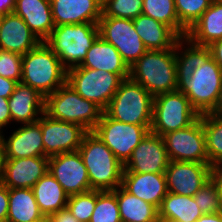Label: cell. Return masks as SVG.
<instances>
[{"instance_id":"1","label":"cell","mask_w":222,"mask_h":222,"mask_svg":"<svg viewBox=\"0 0 222 222\" xmlns=\"http://www.w3.org/2000/svg\"><path fill=\"white\" fill-rule=\"evenodd\" d=\"M129 78L153 97L177 90L175 46L167 50H147L129 67Z\"/></svg>"},{"instance_id":"2","label":"cell","mask_w":222,"mask_h":222,"mask_svg":"<svg viewBox=\"0 0 222 222\" xmlns=\"http://www.w3.org/2000/svg\"><path fill=\"white\" fill-rule=\"evenodd\" d=\"M87 168L91 189L115 190L121 186L124 164L93 132H88L78 148Z\"/></svg>"},{"instance_id":"3","label":"cell","mask_w":222,"mask_h":222,"mask_svg":"<svg viewBox=\"0 0 222 222\" xmlns=\"http://www.w3.org/2000/svg\"><path fill=\"white\" fill-rule=\"evenodd\" d=\"M21 82L46 98L67 82V69L51 48L41 41L22 55Z\"/></svg>"},{"instance_id":"4","label":"cell","mask_w":222,"mask_h":222,"mask_svg":"<svg viewBox=\"0 0 222 222\" xmlns=\"http://www.w3.org/2000/svg\"><path fill=\"white\" fill-rule=\"evenodd\" d=\"M104 110L80 96L67 82L45 98V113L53 119L78 124L88 132L95 129Z\"/></svg>"},{"instance_id":"5","label":"cell","mask_w":222,"mask_h":222,"mask_svg":"<svg viewBox=\"0 0 222 222\" xmlns=\"http://www.w3.org/2000/svg\"><path fill=\"white\" fill-rule=\"evenodd\" d=\"M98 23L55 26L44 41L68 70L81 65L88 49L99 37Z\"/></svg>"},{"instance_id":"6","label":"cell","mask_w":222,"mask_h":222,"mask_svg":"<svg viewBox=\"0 0 222 222\" xmlns=\"http://www.w3.org/2000/svg\"><path fill=\"white\" fill-rule=\"evenodd\" d=\"M154 97L130 78L123 80L104 112L112 119L135 125H152Z\"/></svg>"},{"instance_id":"7","label":"cell","mask_w":222,"mask_h":222,"mask_svg":"<svg viewBox=\"0 0 222 222\" xmlns=\"http://www.w3.org/2000/svg\"><path fill=\"white\" fill-rule=\"evenodd\" d=\"M199 117L189 99L180 90L159 94L153 100L150 131L163 136L168 132L190 126Z\"/></svg>"},{"instance_id":"8","label":"cell","mask_w":222,"mask_h":222,"mask_svg":"<svg viewBox=\"0 0 222 222\" xmlns=\"http://www.w3.org/2000/svg\"><path fill=\"white\" fill-rule=\"evenodd\" d=\"M123 79L105 70L79 66L67 70V83L83 98L105 110Z\"/></svg>"},{"instance_id":"9","label":"cell","mask_w":222,"mask_h":222,"mask_svg":"<svg viewBox=\"0 0 222 222\" xmlns=\"http://www.w3.org/2000/svg\"><path fill=\"white\" fill-rule=\"evenodd\" d=\"M151 126L119 122L103 112L93 132L113 152L115 157L125 164L133 150L150 131Z\"/></svg>"},{"instance_id":"10","label":"cell","mask_w":222,"mask_h":222,"mask_svg":"<svg viewBox=\"0 0 222 222\" xmlns=\"http://www.w3.org/2000/svg\"><path fill=\"white\" fill-rule=\"evenodd\" d=\"M222 87V70L211 57L196 68L189 82L180 90L199 115L210 113Z\"/></svg>"},{"instance_id":"11","label":"cell","mask_w":222,"mask_h":222,"mask_svg":"<svg viewBox=\"0 0 222 222\" xmlns=\"http://www.w3.org/2000/svg\"><path fill=\"white\" fill-rule=\"evenodd\" d=\"M97 25L99 36L117 49L128 67L147 51L135 30L133 20L101 16Z\"/></svg>"},{"instance_id":"12","label":"cell","mask_w":222,"mask_h":222,"mask_svg":"<svg viewBox=\"0 0 222 222\" xmlns=\"http://www.w3.org/2000/svg\"><path fill=\"white\" fill-rule=\"evenodd\" d=\"M162 137L169 160L209 164L203 115H200L190 126L168 132Z\"/></svg>"},{"instance_id":"13","label":"cell","mask_w":222,"mask_h":222,"mask_svg":"<svg viewBox=\"0 0 222 222\" xmlns=\"http://www.w3.org/2000/svg\"><path fill=\"white\" fill-rule=\"evenodd\" d=\"M37 122L41 125L46 157L78 151L84 136L88 133L78 124L53 119L45 112Z\"/></svg>"},{"instance_id":"14","label":"cell","mask_w":222,"mask_h":222,"mask_svg":"<svg viewBox=\"0 0 222 222\" xmlns=\"http://www.w3.org/2000/svg\"><path fill=\"white\" fill-rule=\"evenodd\" d=\"M48 172L69 196L92 190L87 168L79 151L49 157Z\"/></svg>"},{"instance_id":"15","label":"cell","mask_w":222,"mask_h":222,"mask_svg":"<svg viewBox=\"0 0 222 222\" xmlns=\"http://www.w3.org/2000/svg\"><path fill=\"white\" fill-rule=\"evenodd\" d=\"M165 177L168 192L193 197L212 178V167L204 163L170 160Z\"/></svg>"},{"instance_id":"16","label":"cell","mask_w":222,"mask_h":222,"mask_svg":"<svg viewBox=\"0 0 222 222\" xmlns=\"http://www.w3.org/2000/svg\"><path fill=\"white\" fill-rule=\"evenodd\" d=\"M169 161L163 137L149 131L124 164L123 172L165 173Z\"/></svg>"},{"instance_id":"17","label":"cell","mask_w":222,"mask_h":222,"mask_svg":"<svg viewBox=\"0 0 222 222\" xmlns=\"http://www.w3.org/2000/svg\"><path fill=\"white\" fill-rule=\"evenodd\" d=\"M3 134H0V140L7 159L44 156L41 125L38 122L22 124L14 131L12 129L11 135L6 138Z\"/></svg>"},{"instance_id":"18","label":"cell","mask_w":222,"mask_h":222,"mask_svg":"<svg viewBox=\"0 0 222 222\" xmlns=\"http://www.w3.org/2000/svg\"><path fill=\"white\" fill-rule=\"evenodd\" d=\"M49 157L7 159L2 183L8 188H29L48 172Z\"/></svg>"},{"instance_id":"19","label":"cell","mask_w":222,"mask_h":222,"mask_svg":"<svg viewBox=\"0 0 222 222\" xmlns=\"http://www.w3.org/2000/svg\"><path fill=\"white\" fill-rule=\"evenodd\" d=\"M41 41L30 30L23 19L9 13L0 20V49L24 55L35 48Z\"/></svg>"},{"instance_id":"20","label":"cell","mask_w":222,"mask_h":222,"mask_svg":"<svg viewBox=\"0 0 222 222\" xmlns=\"http://www.w3.org/2000/svg\"><path fill=\"white\" fill-rule=\"evenodd\" d=\"M55 26L98 23L102 16V0H50Z\"/></svg>"},{"instance_id":"21","label":"cell","mask_w":222,"mask_h":222,"mask_svg":"<svg viewBox=\"0 0 222 222\" xmlns=\"http://www.w3.org/2000/svg\"><path fill=\"white\" fill-rule=\"evenodd\" d=\"M121 186L157 209L168 193L165 173L123 172Z\"/></svg>"},{"instance_id":"22","label":"cell","mask_w":222,"mask_h":222,"mask_svg":"<svg viewBox=\"0 0 222 222\" xmlns=\"http://www.w3.org/2000/svg\"><path fill=\"white\" fill-rule=\"evenodd\" d=\"M8 104L12 123L20 125L37 122L45 112V97L22 82L17 83Z\"/></svg>"},{"instance_id":"23","label":"cell","mask_w":222,"mask_h":222,"mask_svg":"<svg viewBox=\"0 0 222 222\" xmlns=\"http://www.w3.org/2000/svg\"><path fill=\"white\" fill-rule=\"evenodd\" d=\"M13 13L23 19L40 41H45L55 27L50 0H15Z\"/></svg>"},{"instance_id":"24","label":"cell","mask_w":222,"mask_h":222,"mask_svg":"<svg viewBox=\"0 0 222 222\" xmlns=\"http://www.w3.org/2000/svg\"><path fill=\"white\" fill-rule=\"evenodd\" d=\"M80 66L118 74L123 80L129 78V67L122 60L117 49L100 36L88 49L85 59Z\"/></svg>"},{"instance_id":"25","label":"cell","mask_w":222,"mask_h":222,"mask_svg":"<svg viewBox=\"0 0 222 222\" xmlns=\"http://www.w3.org/2000/svg\"><path fill=\"white\" fill-rule=\"evenodd\" d=\"M175 57L177 90H181L189 82L194 70L205 64L212 54L209 47L195 45L186 37H182L175 44Z\"/></svg>"},{"instance_id":"26","label":"cell","mask_w":222,"mask_h":222,"mask_svg":"<svg viewBox=\"0 0 222 222\" xmlns=\"http://www.w3.org/2000/svg\"><path fill=\"white\" fill-rule=\"evenodd\" d=\"M133 25L147 50H167L175 46L180 37L167 25L140 14Z\"/></svg>"},{"instance_id":"27","label":"cell","mask_w":222,"mask_h":222,"mask_svg":"<svg viewBox=\"0 0 222 222\" xmlns=\"http://www.w3.org/2000/svg\"><path fill=\"white\" fill-rule=\"evenodd\" d=\"M193 44L208 47L222 39V4L213 0L210 7L187 31L186 36Z\"/></svg>"},{"instance_id":"28","label":"cell","mask_w":222,"mask_h":222,"mask_svg":"<svg viewBox=\"0 0 222 222\" xmlns=\"http://www.w3.org/2000/svg\"><path fill=\"white\" fill-rule=\"evenodd\" d=\"M202 215L194 197L170 192L158 208L160 222H196Z\"/></svg>"},{"instance_id":"29","label":"cell","mask_w":222,"mask_h":222,"mask_svg":"<svg viewBox=\"0 0 222 222\" xmlns=\"http://www.w3.org/2000/svg\"><path fill=\"white\" fill-rule=\"evenodd\" d=\"M32 190L44 217L48 218L66 207L69 195L49 172L36 182Z\"/></svg>"},{"instance_id":"30","label":"cell","mask_w":222,"mask_h":222,"mask_svg":"<svg viewBox=\"0 0 222 222\" xmlns=\"http://www.w3.org/2000/svg\"><path fill=\"white\" fill-rule=\"evenodd\" d=\"M44 218L32 189L9 188L7 222H34Z\"/></svg>"},{"instance_id":"31","label":"cell","mask_w":222,"mask_h":222,"mask_svg":"<svg viewBox=\"0 0 222 222\" xmlns=\"http://www.w3.org/2000/svg\"><path fill=\"white\" fill-rule=\"evenodd\" d=\"M117 202L122 222H160L158 209L122 186L116 188Z\"/></svg>"},{"instance_id":"32","label":"cell","mask_w":222,"mask_h":222,"mask_svg":"<svg viewBox=\"0 0 222 222\" xmlns=\"http://www.w3.org/2000/svg\"><path fill=\"white\" fill-rule=\"evenodd\" d=\"M142 14L169 26L180 38L187 30L180 24L174 0H143Z\"/></svg>"},{"instance_id":"33","label":"cell","mask_w":222,"mask_h":222,"mask_svg":"<svg viewBox=\"0 0 222 222\" xmlns=\"http://www.w3.org/2000/svg\"><path fill=\"white\" fill-rule=\"evenodd\" d=\"M203 130L209 165L222 162V118L210 113L203 114Z\"/></svg>"},{"instance_id":"34","label":"cell","mask_w":222,"mask_h":222,"mask_svg":"<svg viewBox=\"0 0 222 222\" xmlns=\"http://www.w3.org/2000/svg\"><path fill=\"white\" fill-rule=\"evenodd\" d=\"M89 222H122L115 190H96V205Z\"/></svg>"},{"instance_id":"35","label":"cell","mask_w":222,"mask_h":222,"mask_svg":"<svg viewBox=\"0 0 222 222\" xmlns=\"http://www.w3.org/2000/svg\"><path fill=\"white\" fill-rule=\"evenodd\" d=\"M203 214L222 212V193L211 178L193 196Z\"/></svg>"},{"instance_id":"36","label":"cell","mask_w":222,"mask_h":222,"mask_svg":"<svg viewBox=\"0 0 222 222\" xmlns=\"http://www.w3.org/2000/svg\"><path fill=\"white\" fill-rule=\"evenodd\" d=\"M213 0H174L180 24L188 31Z\"/></svg>"},{"instance_id":"37","label":"cell","mask_w":222,"mask_h":222,"mask_svg":"<svg viewBox=\"0 0 222 222\" xmlns=\"http://www.w3.org/2000/svg\"><path fill=\"white\" fill-rule=\"evenodd\" d=\"M143 0H102V16L133 20L142 14Z\"/></svg>"},{"instance_id":"38","label":"cell","mask_w":222,"mask_h":222,"mask_svg":"<svg viewBox=\"0 0 222 222\" xmlns=\"http://www.w3.org/2000/svg\"><path fill=\"white\" fill-rule=\"evenodd\" d=\"M96 205V190L70 195L66 207L79 222H89Z\"/></svg>"},{"instance_id":"39","label":"cell","mask_w":222,"mask_h":222,"mask_svg":"<svg viewBox=\"0 0 222 222\" xmlns=\"http://www.w3.org/2000/svg\"><path fill=\"white\" fill-rule=\"evenodd\" d=\"M0 76L21 82L22 77V55L0 51Z\"/></svg>"},{"instance_id":"40","label":"cell","mask_w":222,"mask_h":222,"mask_svg":"<svg viewBox=\"0 0 222 222\" xmlns=\"http://www.w3.org/2000/svg\"><path fill=\"white\" fill-rule=\"evenodd\" d=\"M12 117L9 110L8 98L0 97V132L3 133L4 127H10ZM10 124V125H9Z\"/></svg>"},{"instance_id":"41","label":"cell","mask_w":222,"mask_h":222,"mask_svg":"<svg viewBox=\"0 0 222 222\" xmlns=\"http://www.w3.org/2000/svg\"><path fill=\"white\" fill-rule=\"evenodd\" d=\"M9 208V188L0 183V220H7Z\"/></svg>"},{"instance_id":"42","label":"cell","mask_w":222,"mask_h":222,"mask_svg":"<svg viewBox=\"0 0 222 222\" xmlns=\"http://www.w3.org/2000/svg\"><path fill=\"white\" fill-rule=\"evenodd\" d=\"M49 222H79L75 216L68 210L67 207L58 212H54L48 217Z\"/></svg>"},{"instance_id":"43","label":"cell","mask_w":222,"mask_h":222,"mask_svg":"<svg viewBox=\"0 0 222 222\" xmlns=\"http://www.w3.org/2000/svg\"><path fill=\"white\" fill-rule=\"evenodd\" d=\"M17 85L16 81L0 76V97L9 98Z\"/></svg>"},{"instance_id":"44","label":"cell","mask_w":222,"mask_h":222,"mask_svg":"<svg viewBox=\"0 0 222 222\" xmlns=\"http://www.w3.org/2000/svg\"><path fill=\"white\" fill-rule=\"evenodd\" d=\"M208 47H209V49L211 51L212 58L214 59L216 64L222 70V39L213 42Z\"/></svg>"},{"instance_id":"45","label":"cell","mask_w":222,"mask_h":222,"mask_svg":"<svg viewBox=\"0 0 222 222\" xmlns=\"http://www.w3.org/2000/svg\"><path fill=\"white\" fill-rule=\"evenodd\" d=\"M15 8V0H0V15L13 13Z\"/></svg>"},{"instance_id":"46","label":"cell","mask_w":222,"mask_h":222,"mask_svg":"<svg viewBox=\"0 0 222 222\" xmlns=\"http://www.w3.org/2000/svg\"><path fill=\"white\" fill-rule=\"evenodd\" d=\"M212 178L218 183L219 190L222 193V162L212 167Z\"/></svg>"},{"instance_id":"47","label":"cell","mask_w":222,"mask_h":222,"mask_svg":"<svg viewBox=\"0 0 222 222\" xmlns=\"http://www.w3.org/2000/svg\"><path fill=\"white\" fill-rule=\"evenodd\" d=\"M196 222H222V212L203 214Z\"/></svg>"},{"instance_id":"48","label":"cell","mask_w":222,"mask_h":222,"mask_svg":"<svg viewBox=\"0 0 222 222\" xmlns=\"http://www.w3.org/2000/svg\"><path fill=\"white\" fill-rule=\"evenodd\" d=\"M6 153H5V148L0 140V183H2V179L4 176V171H5V164H6Z\"/></svg>"},{"instance_id":"49","label":"cell","mask_w":222,"mask_h":222,"mask_svg":"<svg viewBox=\"0 0 222 222\" xmlns=\"http://www.w3.org/2000/svg\"><path fill=\"white\" fill-rule=\"evenodd\" d=\"M210 114L222 118V87L219 92V97H218L217 103L214 106L213 110L210 112Z\"/></svg>"},{"instance_id":"50","label":"cell","mask_w":222,"mask_h":222,"mask_svg":"<svg viewBox=\"0 0 222 222\" xmlns=\"http://www.w3.org/2000/svg\"><path fill=\"white\" fill-rule=\"evenodd\" d=\"M34 222H49V221H48V218H47V217H45L43 220L34 221Z\"/></svg>"}]
</instances>
